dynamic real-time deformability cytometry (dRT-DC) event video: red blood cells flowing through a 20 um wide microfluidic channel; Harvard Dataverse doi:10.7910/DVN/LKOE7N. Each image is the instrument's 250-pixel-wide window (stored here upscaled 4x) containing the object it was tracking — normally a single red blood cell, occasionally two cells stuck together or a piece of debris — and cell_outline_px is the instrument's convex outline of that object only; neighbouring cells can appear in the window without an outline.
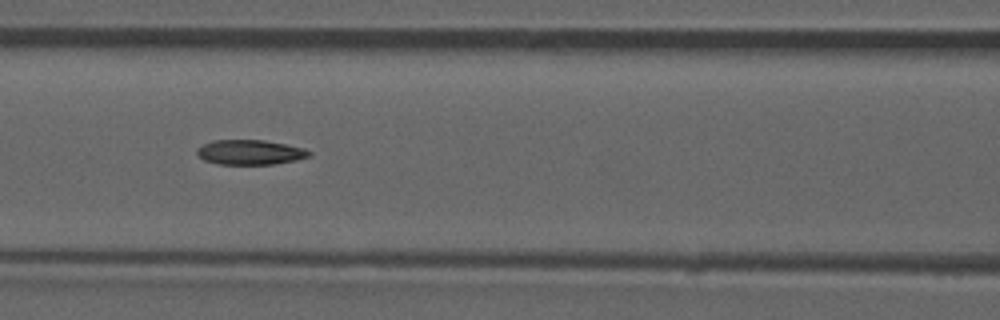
{"species": "common noctule bat (a hibernating species)", "species_latin": "Nyctalus noctula", "temperature_condition": "room temperature", "stored_images_in_passage": 41, "camera_frame_rate_fps": 3000, "um_per_image_px": 0.085, "animal": {"sex": "male", "forearm_length_mm": 52.5}, "frame": {"image": 1, "passage_image": 18, "time_ms": 5.667, "image_size_px": [1000, 320], "cell_outline_px": [[312, 152], [308, 156], [296, 160], [272, 164], [216, 164], [204, 160], [196, 152], [196, 148], [212, 140], [264, 140], [304, 148]], "centroid_in_image_um": [21.22, 12.94], "position_along_channel_um": 145.4, "area_um2": 16.13}, "authors_computed_cell_mechanics": {"area_um2": 16.8198, "velocity_mm_per_s": 3.8578, "shape_relaxation_time_tau1_ms": null, "shape_relaxation_time_tau2_ms": 5.4993, "deformation_change_tau1": null, "deformation_change_tau2": 0.1284}}